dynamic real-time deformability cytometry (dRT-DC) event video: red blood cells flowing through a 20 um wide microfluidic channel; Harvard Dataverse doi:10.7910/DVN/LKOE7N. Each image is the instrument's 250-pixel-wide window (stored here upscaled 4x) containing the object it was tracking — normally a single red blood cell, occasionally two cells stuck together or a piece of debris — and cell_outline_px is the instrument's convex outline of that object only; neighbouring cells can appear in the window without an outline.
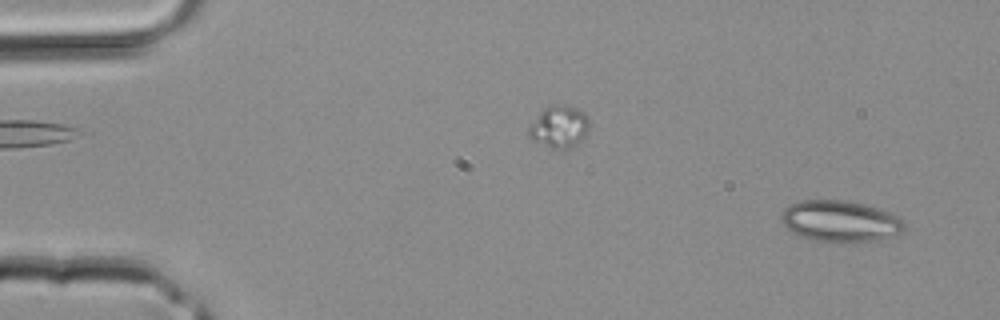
{"species": "common noctule bat (a hibernating species)", "species_latin": "Nyctalus noctula", "temperature_condition": "room temperature", "stored_images_in_passage": 39, "camera_frame_rate_fps": 3000, "um_per_image_px": 0.085, "animal": {"sex": "male", "body_mass_g": 20.4}, "frame": {"image": 1, "passage_image": 2, "time_ms": 0.333, "image_size_px": [1000, 320], "cell_outline_px": [[904, 232], [876, 240], [856, 244], [836, 244], [816, 240], [800, 236], [788, 232], [780, 216], [784, 208], [788, 204], [800, 200], [848, 200], [876, 208], [888, 212], [896, 216], [904, 224]], "centroid_in_image_um": [71.36, 18.83], "position_along_channel_um": 13.6, "area_um2": 30.17}}
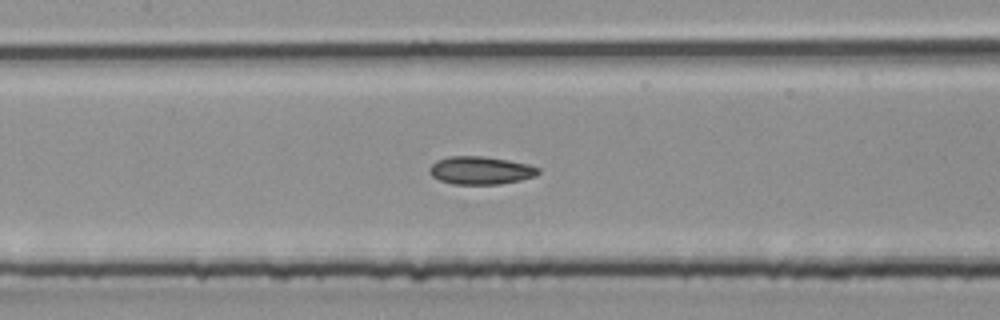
{"frame": {"image": 2, "passage_image": 18, "time_ms": 5.667, "image_size_px": [1000, 320], "cell_outline_px": [[540, 172], [536, 176], [520, 180], [500, 184], [452, 184], [440, 180], [432, 176], [428, 172], [428, 168], [436, 160], [448, 156], [484, 156], [508, 160], [528, 164], [540, 168]], "centroid_in_image_um": [40.84, 14.48], "position_along_channel_um": 166.6, "area_um2": 17.86}}
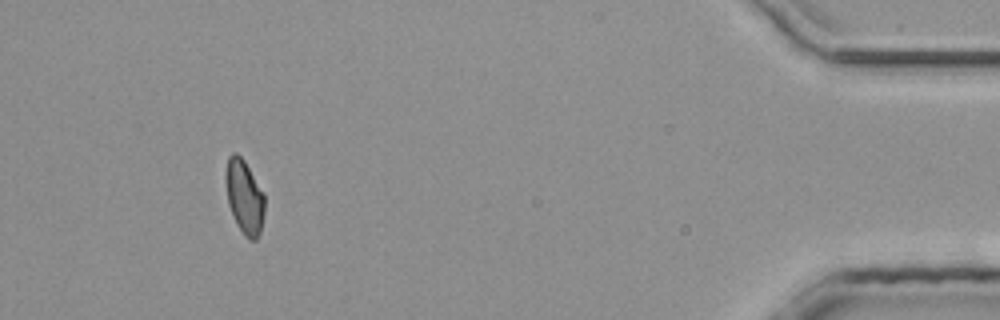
{"frame": {"image": 3, "passage_image": 36, "time_ms": 11.667, "image_size_px": [1000, 320], "cell_outline_px": [[264, 212], [260, 232], [256, 240], [248, 240], [244, 236], [236, 224], [228, 204], [224, 176], [228, 156], [232, 152], [236, 152], [244, 160], [264, 196]], "centroid_in_image_um": [20.74, 16.74], "position_along_channel_um": 414.5, "area_um2": 16.76}}